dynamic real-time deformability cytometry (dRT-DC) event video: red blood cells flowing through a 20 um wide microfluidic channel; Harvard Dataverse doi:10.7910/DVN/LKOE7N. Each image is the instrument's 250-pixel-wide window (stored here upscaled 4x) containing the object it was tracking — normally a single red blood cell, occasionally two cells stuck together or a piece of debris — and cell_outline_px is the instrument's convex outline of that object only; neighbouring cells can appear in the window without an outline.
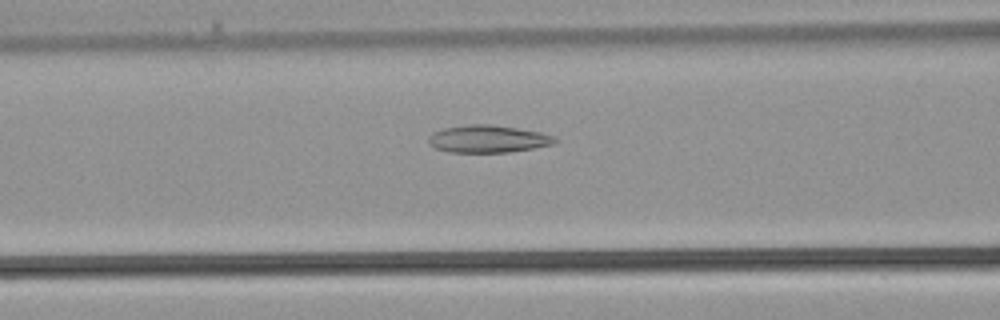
{"species": "common noctule bat (a hibernating species)", "species_latin": "Nyctalus noctula", "temperature_condition": "warm", "stored_images_in_passage": 34, "camera_frame_rate_fps": 3000, "um_per_image_px": 0.085, "animal": {"sex": "male", "body_mass_g": 21.5, "forearm_length_mm": 52.0}, "frame": {"image": 1, "passage_image": 14, "time_ms": 4.333, "image_size_px": [1000, 320], "cell_outline_px": [[560, 140], [552, 144], [532, 148], [508, 152], [448, 152], [436, 148], [428, 144], [428, 136], [432, 132], [444, 128], [468, 124], [488, 124], [516, 128], [540, 132], [552, 136]], "centroid_in_image_um": [41.43, 11.8], "position_along_channel_um": 125.2, "area_um2": 20.11}}
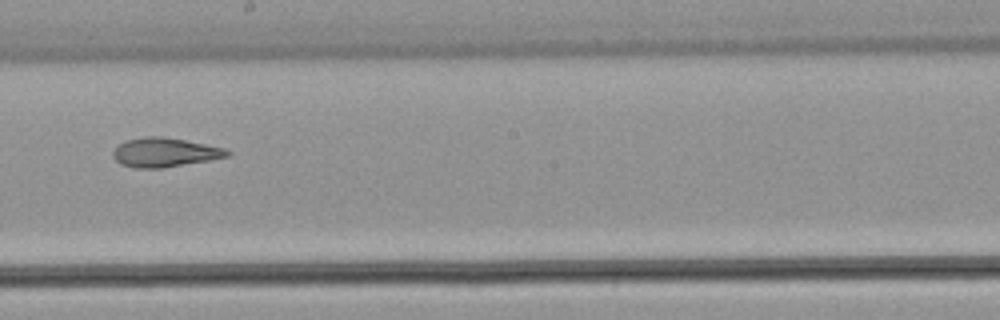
{"frame": {"image": 2, "passage_image": 20, "time_ms": 6.333, "image_size_px": [1000, 320], "cell_outline_px": [[232, 152], [228, 156], [208, 160], [160, 168], [136, 168], [120, 164], [112, 156], [112, 152], [120, 144], [128, 140], [144, 136], [160, 136], [184, 140], [224, 148]], "centroid_in_image_um": [13.97, 12.95], "position_along_channel_um": 234.2, "area_um2": 19.07}}
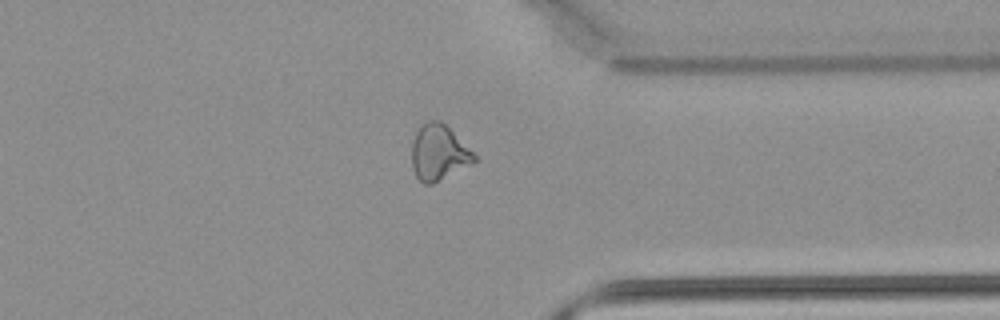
{"frame": {"image": 3, "passage_image": 28, "time_ms": 9.0, "image_size_px": [1000, 320], "cell_outline_px": [[480, 160], [432, 184], [424, 184], [416, 176], [412, 168], [412, 144], [416, 132], [428, 120], [440, 120]], "centroid_in_image_um": [37.28, 13.0], "position_along_channel_um": 374.1, "area_um2": 19.88}}